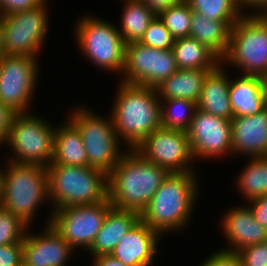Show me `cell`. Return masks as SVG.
<instances>
[{"label":"cell","mask_w":267,"mask_h":266,"mask_svg":"<svg viewBox=\"0 0 267 266\" xmlns=\"http://www.w3.org/2000/svg\"><path fill=\"white\" fill-rule=\"evenodd\" d=\"M197 110V103L174 98L160 100L161 127L187 131Z\"/></svg>","instance_id":"29"},{"label":"cell","mask_w":267,"mask_h":266,"mask_svg":"<svg viewBox=\"0 0 267 266\" xmlns=\"http://www.w3.org/2000/svg\"><path fill=\"white\" fill-rule=\"evenodd\" d=\"M37 58L8 55L0 58V102L17 114L30 113L40 75Z\"/></svg>","instance_id":"12"},{"label":"cell","mask_w":267,"mask_h":266,"mask_svg":"<svg viewBox=\"0 0 267 266\" xmlns=\"http://www.w3.org/2000/svg\"><path fill=\"white\" fill-rule=\"evenodd\" d=\"M51 214L59 208L91 205L108 199V175L89 166L50 164L46 167Z\"/></svg>","instance_id":"5"},{"label":"cell","mask_w":267,"mask_h":266,"mask_svg":"<svg viewBox=\"0 0 267 266\" xmlns=\"http://www.w3.org/2000/svg\"><path fill=\"white\" fill-rule=\"evenodd\" d=\"M17 113L0 102V146L7 140L10 125Z\"/></svg>","instance_id":"39"},{"label":"cell","mask_w":267,"mask_h":266,"mask_svg":"<svg viewBox=\"0 0 267 266\" xmlns=\"http://www.w3.org/2000/svg\"><path fill=\"white\" fill-rule=\"evenodd\" d=\"M134 150L169 173L195 171L186 131L159 127Z\"/></svg>","instance_id":"14"},{"label":"cell","mask_w":267,"mask_h":266,"mask_svg":"<svg viewBox=\"0 0 267 266\" xmlns=\"http://www.w3.org/2000/svg\"><path fill=\"white\" fill-rule=\"evenodd\" d=\"M140 220V214L135 211L111 207L107 212L101 229L87 250L91 257L111 254L126 233Z\"/></svg>","instance_id":"20"},{"label":"cell","mask_w":267,"mask_h":266,"mask_svg":"<svg viewBox=\"0 0 267 266\" xmlns=\"http://www.w3.org/2000/svg\"><path fill=\"white\" fill-rule=\"evenodd\" d=\"M237 2L244 14H267V0H237ZM246 9L249 11H244Z\"/></svg>","instance_id":"40"},{"label":"cell","mask_w":267,"mask_h":266,"mask_svg":"<svg viewBox=\"0 0 267 266\" xmlns=\"http://www.w3.org/2000/svg\"><path fill=\"white\" fill-rule=\"evenodd\" d=\"M4 55V38H3V24L0 15V58Z\"/></svg>","instance_id":"43"},{"label":"cell","mask_w":267,"mask_h":266,"mask_svg":"<svg viewBox=\"0 0 267 266\" xmlns=\"http://www.w3.org/2000/svg\"><path fill=\"white\" fill-rule=\"evenodd\" d=\"M249 203V204H248ZM255 220L267 229V194L247 201Z\"/></svg>","instance_id":"38"},{"label":"cell","mask_w":267,"mask_h":266,"mask_svg":"<svg viewBox=\"0 0 267 266\" xmlns=\"http://www.w3.org/2000/svg\"><path fill=\"white\" fill-rule=\"evenodd\" d=\"M199 266H242V263L237 253L220 249L205 258Z\"/></svg>","instance_id":"35"},{"label":"cell","mask_w":267,"mask_h":266,"mask_svg":"<svg viewBox=\"0 0 267 266\" xmlns=\"http://www.w3.org/2000/svg\"><path fill=\"white\" fill-rule=\"evenodd\" d=\"M123 6L118 31L125 44L139 42L156 15L140 0H125Z\"/></svg>","instance_id":"27"},{"label":"cell","mask_w":267,"mask_h":266,"mask_svg":"<svg viewBox=\"0 0 267 266\" xmlns=\"http://www.w3.org/2000/svg\"><path fill=\"white\" fill-rule=\"evenodd\" d=\"M262 88L264 91V100H265V107L267 108V75L262 77Z\"/></svg>","instance_id":"44"},{"label":"cell","mask_w":267,"mask_h":266,"mask_svg":"<svg viewBox=\"0 0 267 266\" xmlns=\"http://www.w3.org/2000/svg\"><path fill=\"white\" fill-rule=\"evenodd\" d=\"M249 161L235 182L245 201L267 194V156L249 157Z\"/></svg>","instance_id":"28"},{"label":"cell","mask_w":267,"mask_h":266,"mask_svg":"<svg viewBox=\"0 0 267 266\" xmlns=\"http://www.w3.org/2000/svg\"><path fill=\"white\" fill-rule=\"evenodd\" d=\"M45 0H0V15H8L17 11L32 9Z\"/></svg>","instance_id":"37"},{"label":"cell","mask_w":267,"mask_h":266,"mask_svg":"<svg viewBox=\"0 0 267 266\" xmlns=\"http://www.w3.org/2000/svg\"><path fill=\"white\" fill-rule=\"evenodd\" d=\"M226 66L220 64L205 78L197 108L223 119L231 120L233 113L229 99L231 78ZM227 73V74H226Z\"/></svg>","instance_id":"21"},{"label":"cell","mask_w":267,"mask_h":266,"mask_svg":"<svg viewBox=\"0 0 267 266\" xmlns=\"http://www.w3.org/2000/svg\"><path fill=\"white\" fill-rule=\"evenodd\" d=\"M211 69H178L159 86L156 92L160 100L182 98L198 102L205 78Z\"/></svg>","instance_id":"23"},{"label":"cell","mask_w":267,"mask_h":266,"mask_svg":"<svg viewBox=\"0 0 267 266\" xmlns=\"http://www.w3.org/2000/svg\"><path fill=\"white\" fill-rule=\"evenodd\" d=\"M229 99L233 117H250L261 112L266 108L262 79L242 74L231 78Z\"/></svg>","instance_id":"22"},{"label":"cell","mask_w":267,"mask_h":266,"mask_svg":"<svg viewBox=\"0 0 267 266\" xmlns=\"http://www.w3.org/2000/svg\"><path fill=\"white\" fill-rule=\"evenodd\" d=\"M39 233L27 230L22 241V266H65L74 248L49 224Z\"/></svg>","instance_id":"16"},{"label":"cell","mask_w":267,"mask_h":266,"mask_svg":"<svg viewBox=\"0 0 267 266\" xmlns=\"http://www.w3.org/2000/svg\"><path fill=\"white\" fill-rule=\"evenodd\" d=\"M175 39L161 19L156 17L149 23L139 43L160 50H171Z\"/></svg>","instance_id":"33"},{"label":"cell","mask_w":267,"mask_h":266,"mask_svg":"<svg viewBox=\"0 0 267 266\" xmlns=\"http://www.w3.org/2000/svg\"><path fill=\"white\" fill-rule=\"evenodd\" d=\"M220 222L223 236L228 241V246L220 248L222 250L236 253L245 247L267 242V229L255 220L248 205L229 208Z\"/></svg>","instance_id":"17"},{"label":"cell","mask_w":267,"mask_h":266,"mask_svg":"<svg viewBox=\"0 0 267 266\" xmlns=\"http://www.w3.org/2000/svg\"><path fill=\"white\" fill-rule=\"evenodd\" d=\"M169 172L127 149L108 175V199L112 207L141 214Z\"/></svg>","instance_id":"1"},{"label":"cell","mask_w":267,"mask_h":266,"mask_svg":"<svg viewBox=\"0 0 267 266\" xmlns=\"http://www.w3.org/2000/svg\"><path fill=\"white\" fill-rule=\"evenodd\" d=\"M192 11L202 13L211 20L238 21L244 13L237 0H185Z\"/></svg>","instance_id":"30"},{"label":"cell","mask_w":267,"mask_h":266,"mask_svg":"<svg viewBox=\"0 0 267 266\" xmlns=\"http://www.w3.org/2000/svg\"><path fill=\"white\" fill-rule=\"evenodd\" d=\"M197 178L195 171L169 173L140 214V219L161 236L186 228L199 196Z\"/></svg>","instance_id":"2"},{"label":"cell","mask_w":267,"mask_h":266,"mask_svg":"<svg viewBox=\"0 0 267 266\" xmlns=\"http://www.w3.org/2000/svg\"><path fill=\"white\" fill-rule=\"evenodd\" d=\"M178 70L174 53L139 42L126 44L121 82L156 88Z\"/></svg>","instance_id":"13"},{"label":"cell","mask_w":267,"mask_h":266,"mask_svg":"<svg viewBox=\"0 0 267 266\" xmlns=\"http://www.w3.org/2000/svg\"><path fill=\"white\" fill-rule=\"evenodd\" d=\"M172 51L178 69L213 71L221 64V59L212 50L192 37L176 39Z\"/></svg>","instance_id":"26"},{"label":"cell","mask_w":267,"mask_h":266,"mask_svg":"<svg viewBox=\"0 0 267 266\" xmlns=\"http://www.w3.org/2000/svg\"><path fill=\"white\" fill-rule=\"evenodd\" d=\"M109 113L119 140L126 149H135L154 130L161 127L160 99L155 88L118 83Z\"/></svg>","instance_id":"3"},{"label":"cell","mask_w":267,"mask_h":266,"mask_svg":"<svg viewBox=\"0 0 267 266\" xmlns=\"http://www.w3.org/2000/svg\"><path fill=\"white\" fill-rule=\"evenodd\" d=\"M236 253L242 266H267V242L245 247Z\"/></svg>","instance_id":"34"},{"label":"cell","mask_w":267,"mask_h":266,"mask_svg":"<svg viewBox=\"0 0 267 266\" xmlns=\"http://www.w3.org/2000/svg\"><path fill=\"white\" fill-rule=\"evenodd\" d=\"M236 22L211 20L202 13L192 11L189 37L200 41L222 59L227 53L231 28Z\"/></svg>","instance_id":"25"},{"label":"cell","mask_w":267,"mask_h":266,"mask_svg":"<svg viewBox=\"0 0 267 266\" xmlns=\"http://www.w3.org/2000/svg\"><path fill=\"white\" fill-rule=\"evenodd\" d=\"M5 163L4 170L0 167V206L31 227L40 204L49 201L46 167Z\"/></svg>","instance_id":"4"},{"label":"cell","mask_w":267,"mask_h":266,"mask_svg":"<svg viewBox=\"0 0 267 266\" xmlns=\"http://www.w3.org/2000/svg\"><path fill=\"white\" fill-rule=\"evenodd\" d=\"M29 226L0 206V246L23 241Z\"/></svg>","instance_id":"32"},{"label":"cell","mask_w":267,"mask_h":266,"mask_svg":"<svg viewBox=\"0 0 267 266\" xmlns=\"http://www.w3.org/2000/svg\"><path fill=\"white\" fill-rule=\"evenodd\" d=\"M231 143L233 155L267 156V108L250 117H233Z\"/></svg>","instance_id":"19"},{"label":"cell","mask_w":267,"mask_h":266,"mask_svg":"<svg viewBox=\"0 0 267 266\" xmlns=\"http://www.w3.org/2000/svg\"><path fill=\"white\" fill-rule=\"evenodd\" d=\"M2 15L4 55L37 57L48 36V5ZM47 35V36H46Z\"/></svg>","instance_id":"10"},{"label":"cell","mask_w":267,"mask_h":266,"mask_svg":"<svg viewBox=\"0 0 267 266\" xmlns=\"http://www.w3.org/2000/svg\"><path fill=\"white\" fill-rule=\"evenodd\" d=\"M0 266H22V241L0 246Z\"/></svg>","instance_id":"36"},{"label":"cell","mask_w":267,"mask_h":266,"mask_svg":"<svg viewBox=\"0 0 267 266\" xmlns=\"http://www.w3.org/2000/svg\"><path fill=\"white\" fill-rule=\"evenodd\" d=\"M157 16L161 19L175 40L189 37L192 10L185 1L164 9Z\"/></svg>","instance_id":"31"},{"label":"cell","mask_w":267,"mask_h":266,"mask_svg":"<svg viewBox=\"0 0 267 266\" xmlns=\"http://www.w3.org/2000/svg\"><path fill=\"white\" fill-rule=\"evenodd\" d=\"M92 266H128L114 258L110 254L95 256L92 258Z\"/></svg>","instance_id":"42"},{"label":"cell","mask_w":267,"mask_h":266,"mask_svg":"<svg viewBox=\"0 0 267 266\" xmlns=\"http://www.w3.org/2000/svg\"><path fill=\"white\" fill-rule=\"evenodd\" d=\"M67 121L55 126L54 152L51 164L88 166L87 152L77 127Z\"/></svg>","instance_id":"24"},{"label":"cell","mask_w":267,"mask_h":266,"mask_svg":"<svg viewBox=\"0 0 267 266\" xmlns=\"http://www.w3.org/2000/svg\"><path fill=\"white\" fill-rule=\"evenodd\" d=\"M112 207L109 199L91 205H75L59 208L50 214L45 225H51L74 250H88L103 220Z\"/></svg>","instance_id":"11"},{"label":"cell","mask_w":267,"mask_h":266,"mask_svg":"<svg viewBox=\"0 0 267 266\" xmlns=\"http://www.w3.org/2000/svg\"><path fill=\"white\" fill-rule=\"evenodd\" d=\"M143 2L155 15L161 13L164 9L180 4L185 0H140Z\"/></svg>","instance_id":"41"},{"label":"cell","mask_w":267,"mask_h":266,"mask_svg":"<svg viewBox=\"0 0 267 266\" xmlns=\"http://www.w3.org/2000/svg\"><path fill=\"white\" fill-rule=\"evenodd\" d=\"M48 122L32 112L16 114L7 140L3 143L11 147L12 155L7 161L45 167L50 165L54 152L55 127Z\"/></svg>","instance_id":"9"},{"label":"cell","mask_w":267,"mask_h":266,"mask_svg":"<svg viewBox=\"0 0 267 266\" xmlns=\"http://www.w3.org/2000/svg\"><path fill=\"white\" fill-rule=\"evenodd\" d=\"M163 238L141 219L120 239L111 252L114 258L128 266H151L158 254V246Z\"/></svg>","instance_id":"18"},{"label":"cell","mask_w":267,"mask_h":266,"mask_svg":"<svg viewBox=\"0 0 267 266\" xmlns=\"http://www.w3.org/2000/svg\"><path fill=\"white\" fill-rule=\"evenodd\" d=\"M187 137L194 161L198 158L233 156L231 120L214 116L197 108L188 128Z\"/></svg>","instance_id":"15"},{"label":"cell","mask_w":267,"mask_h":266,"mask_svg":"<svg viewBox=\"0 0 267 266\" xmlns=\"http://www.w3.org/2000/svg\"><path fill=\"white\" fill-rule=\"evenodd\" d=\"M79 106L71 110L68 119L81 134L87 152L88 166L109 175L126 152L125 148L123 151L119 146L121 141L116 135L113 119L111 115L106 118L100 116L85 105Z\"/></svg>","instance_id":"7"},{"label":"cell","mask_w":267,"mask_h":266,"mask_svg":"<svg viewBox=\"0 0 267 266\" xmlns=\"http://www.w3.org/2000/svg\"><path fill=\"white\" fill-rule=\"evenodd\" d=\"M78 18L73 35L78 49L92 64L120 76L125 64L126 44L116 25L97 16Z\"/></svg>","instance_id":"8"},{"label":"cell","mask_w":267,"mask_h":266,"mask_svg":"<svg viewBox=\"0 0 267 266\" xmlns=\"http://www.w3.org/2000/svg\"><path fill=\"white\" fill-rule=\"evenodd\" d=\"M221 64L236 67L242 75H267V16L244 14L231 28L227 53Z\"/></svg>","instance_id":"6"}]
</instances>
